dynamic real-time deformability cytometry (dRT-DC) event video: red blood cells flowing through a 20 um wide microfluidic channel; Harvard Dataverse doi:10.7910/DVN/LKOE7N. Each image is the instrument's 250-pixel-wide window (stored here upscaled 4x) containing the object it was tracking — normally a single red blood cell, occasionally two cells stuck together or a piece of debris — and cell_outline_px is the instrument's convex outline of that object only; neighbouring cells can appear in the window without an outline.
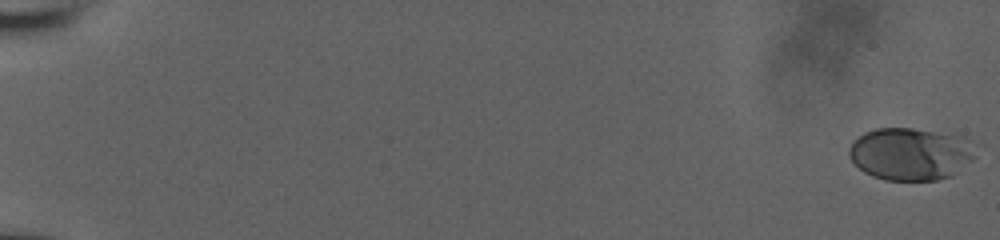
{"species": "human", "species_latin": "Homo sapiens", "temperature_condition": "room temperature", "stored_images_in_passage": 57, "camera_frame_rate_fps": 3000, "um_per_image_px": 0.085, "donor": {"sex": "male"}, "frame": {"image": 1, "passage_image": 1, "time_ms": 0.0, "image_size_px": [1000, 240], "cell_outline_px": [[976, 156], [972, 160], [952, 176], [936, 180], [884, 180], [872, 176], [864, 172], [848, 156], [848, 148], [852, 140], [864, 132], [876, 128], [912, 128], [964, 136], [972, 140]], "centroid_in_image_um": [77.4, 13.07], "position_along_channel_um": 7.6, "area_um2": 39.13}}
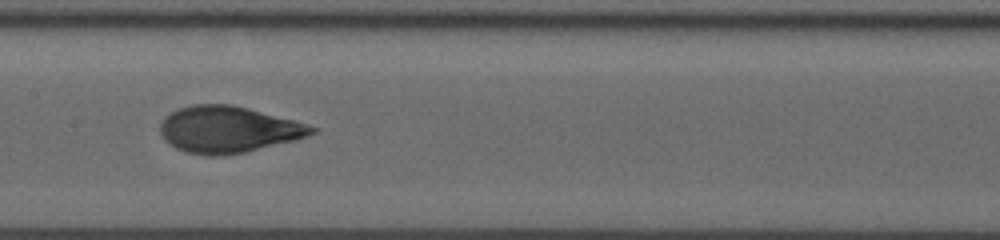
{"frame": {"image": 2, "passage_image": 32, "time_ms": 10.333, "image_size_px": [1000, 240], "cell_outline_px": [[316, 132], [292, 140], [244, 152], [216, 156], [208, 156], [184, 152], [168, 144], [164, 140], [160, 132], [160, 124], [164, 116], [176, 108], [192, 104], [232, 104], [292, 120], [316, 128]], "centroid_in_image_um": [19.28, 11.0], "position_along_channel_um": 188.1, "area_um2": 40.69}}
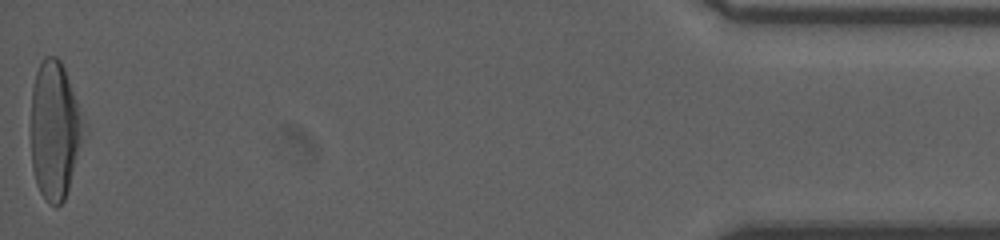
{"frame": {"image": 3, "passage_image": 57, "time_ms": 18.667, "image_size_px": [1000, 240], "cell_outline_px": [[88, 124], [68, 188], [64, 200], [56, 208], [40, 192], [36, 184], [32, 168], [32, 88], [36, 72], [44, 56], [56, 56], [60, 60], [64, 68]], "centroid_in_image_um": [4.69, 11.04], "position_along_channel_um": 430.5, "area_um2": 42.54}, "authors_computed_cell_mechanics": {"area_um2": 39.0728, "velocity_mm_per_s": 3.9272, "shape_relaxation_time_tau1_ms": 4.2903, "shape_relaxation_time_tau2_ms": 0.6057, "deformation_change_tau1": 0.2163, "deformation_change_tau2": 0.0695}}